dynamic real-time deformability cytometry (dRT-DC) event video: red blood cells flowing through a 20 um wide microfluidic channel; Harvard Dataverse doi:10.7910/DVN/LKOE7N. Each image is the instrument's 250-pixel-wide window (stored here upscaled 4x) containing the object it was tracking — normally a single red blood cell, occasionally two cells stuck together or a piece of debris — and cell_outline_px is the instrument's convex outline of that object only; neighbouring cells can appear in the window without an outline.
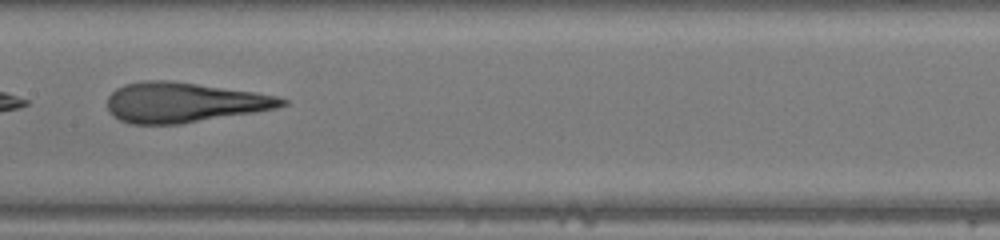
{"species": "human", "species_latin": "Homo sapiens", "temperature_condition": "warm", "stored_images_in_passage": 29, "camera_frame_rate_fps": 3000, "um_per_image_px": 0.085, "donor": {"sex": "male"}, "frame": {"image": 1, "passage_image": 9, "time_ms": 2.667, "image_size_px": [1000, 240], "cell_outline_px": [[288, 104], [276, 108], [180, 124], [132, 124], [120, 120], [112, 116], [108, 108], [108, 96], [116, 88], [124, 84], [144, 80], [168, 80], [256, 92], [276, 96], [288, 100]], "centroid_in_image_um": [15.6, 8.7], "position_along_channel_um": 191.8, "area_um2": 40.52}}
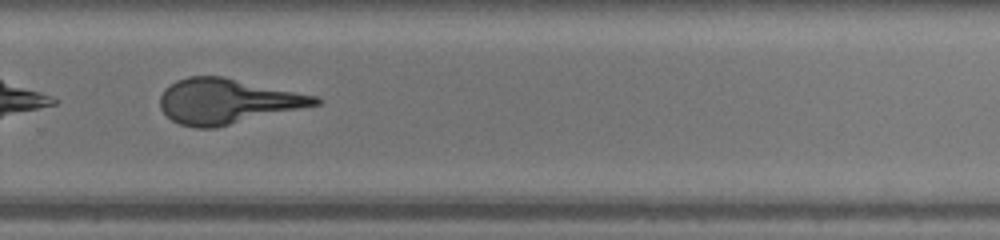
{"frame": {"image": 2, "passage_image": 17, "time_ms": 5.333, "image_size_px": [1000, 240], "cell_outline_px": [[324, 100], [320, 104], [216, 128], [196, 128], [180, 124], [172, 120], [160, 108], [160, 96], [164, 88], [176, 80], [188, 76], [224, 76], [320, 96]], "centroid_in_image_um": [19.35, 8.59], "position_along_channel_um": 310.5, "area_um2": 41.15}}